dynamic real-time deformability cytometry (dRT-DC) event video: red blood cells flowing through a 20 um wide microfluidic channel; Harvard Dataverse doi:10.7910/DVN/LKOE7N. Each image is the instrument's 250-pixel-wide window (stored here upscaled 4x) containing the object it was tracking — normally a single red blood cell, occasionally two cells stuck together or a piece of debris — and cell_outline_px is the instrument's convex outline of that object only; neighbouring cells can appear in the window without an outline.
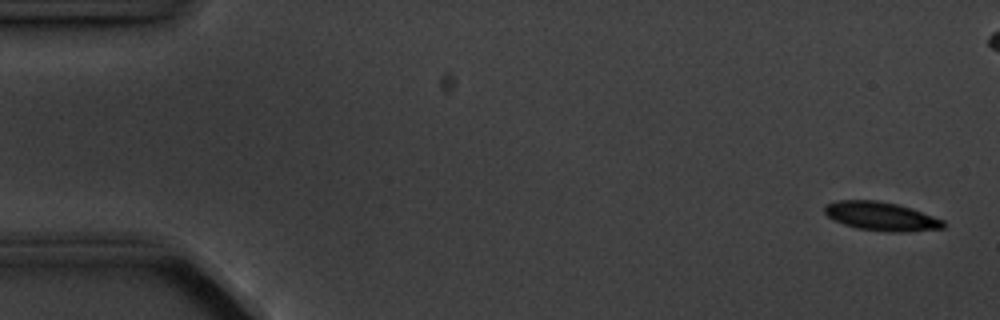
{"species": "common noctule bat (a hibernating species)", "species_latin": "Nyctalus noctula", "temperature_condition": "cold", "stored_images_in_passage": 6, "camera_frame_rate_fps": 3000, "um_per_image_px": 0.085, "animal": {"sex": "male", "body_mass_g": 20.1, "forearm_length_mm": 53.5}, "frame": {"image": 1, "passage_image": 1, "time_ms": 0.0, "image_size_px": [1000, 320], "cell_outline_px": [[944, 228], [904, 232], [888, 232], [856, 228], [832, 220], [824, 212], [824, 204], [836, 200], [876, 200], [896, 204], [912, 208], [944, 220]], "centroid_in_image_um": [74.86, 18.38], "position_along_channel_um": 10.1, "area_um2": 20.0}}